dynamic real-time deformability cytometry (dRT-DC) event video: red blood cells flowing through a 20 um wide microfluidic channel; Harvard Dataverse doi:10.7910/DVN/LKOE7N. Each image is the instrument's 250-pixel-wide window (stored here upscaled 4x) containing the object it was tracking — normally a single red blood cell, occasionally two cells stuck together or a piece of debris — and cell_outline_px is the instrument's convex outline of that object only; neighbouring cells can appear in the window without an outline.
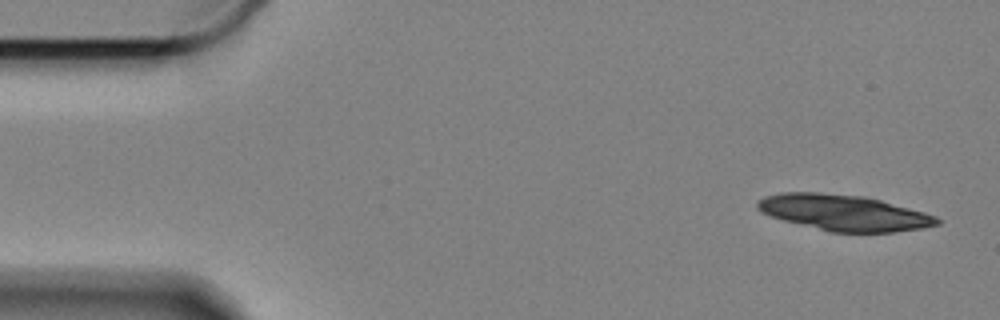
{"species": "Egyptian fruit bat (a non-hibernating species)", "species_latin": "Rousettus aegyptiacus", "temperature_condition": "cold", "stored_images_in_passage": 12, "camera_frame_rate_fps": 3000, "um_per_image_px": 0.085, "animal": {"sex": "female"}, "frame": {"image": 1, "passage_image": 1, "time_ms": 0.0, "image_size_px": [1000, 320], "cell_outline_px": [[940, 224], [920, 228], [892, 232], [832, 232], [784, 220], [760, 212], [756, 208], [756, 200], [764, 196], [780, 192], [816, 192], [864, 196], [880, 200], [924, 212], [936, 216], [940, 220]], "centroid_in_image_um": [71.68, 18.06], "position_along_channel_um": 13.3, "area_um2": 37.34}}